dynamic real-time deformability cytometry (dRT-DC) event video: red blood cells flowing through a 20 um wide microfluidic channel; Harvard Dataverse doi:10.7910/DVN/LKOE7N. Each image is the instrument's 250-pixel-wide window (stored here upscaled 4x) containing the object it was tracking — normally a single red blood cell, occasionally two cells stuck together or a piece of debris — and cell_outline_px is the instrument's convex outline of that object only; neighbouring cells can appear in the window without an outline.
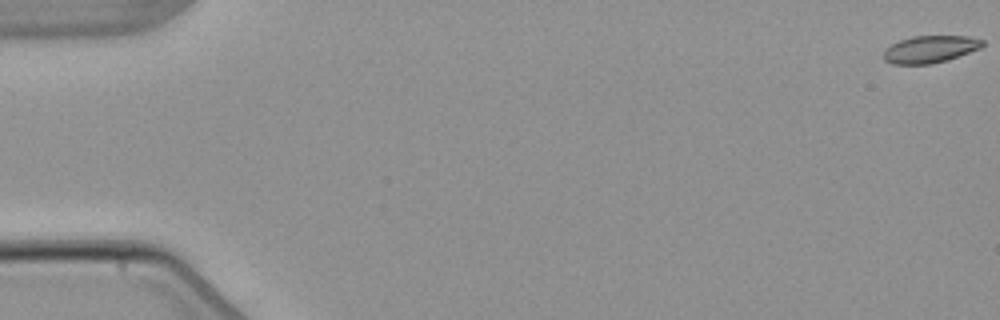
{"species": "common noctule bat (a hibernating species)", "species_latin": "Nyctalus noctula", "temperature_condition": "warm", "stored_images_in_passage": 6, "camera_frame_rate_fps": 3000, "um_per_image_px": 0.085, "animal": {"sex": "male", "body_mass_g": 21.5, "forearm_length_mm": 52.0}, "frame": {"image": 1, "passage_image": 1, "time_ms": 0.0, "image_size_px": [1000, 320], "cell_outline_px": [[984, 44], [980, 48], [948, 60], [932, 64], [892, 64], [884, 60], [880, 56], [884, 48], [900, 40], [912, 36], [968, 36], [984, 40]], "centroid_in_image_um": [79.0, 4.19], "position_along_channel_um": 6.0, "area_um2": 15.9}}
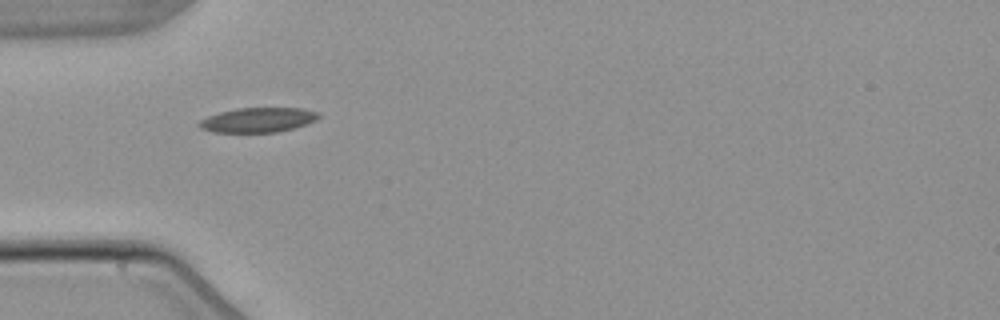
{"frame": {"image": 2, "passage_image": 5, "time_ms": 5.667, "image_size_px": [1000, 320], "cell_outline_px": [[320, 116], [316, 120], [296, 128], [276, 132], [212, 132], [200, 128], [196, 124], [200, 120], [208, 116], [220, 112], [236, 108], [304, 108], [320, 112]], "centroid_in_image_um": [21.94, 10.19], "position_along_channel_um": 63.1, "area_um2": 17.34}}
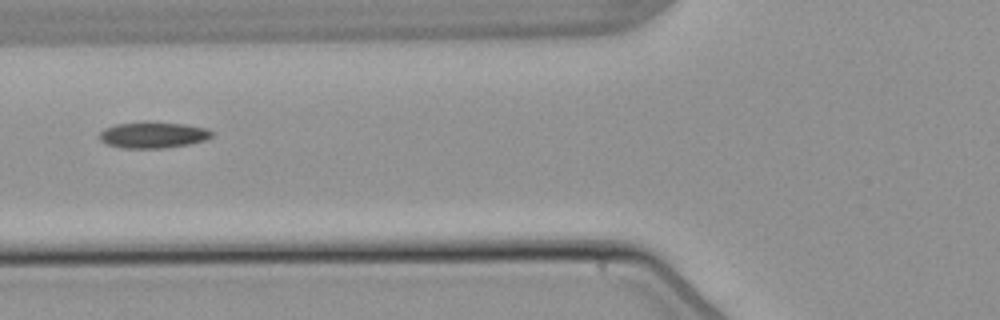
{"frame": {"image": 3, "passage_image": 6, "time_ms": 7.0, "image_size_px": [1000, 320], "cell_outline_px": [[216, 132], [208, 140], [188, 144], [164, 148], [120, 148], [108, 144], [100, 140], [100, 132], [104, 128], [116, 124], [184, 124], [208, 128]], "centroid_in_image_um": [13.08, 11.51], "position_along_channel_um": 112.7, "area_um2": 16.65}}